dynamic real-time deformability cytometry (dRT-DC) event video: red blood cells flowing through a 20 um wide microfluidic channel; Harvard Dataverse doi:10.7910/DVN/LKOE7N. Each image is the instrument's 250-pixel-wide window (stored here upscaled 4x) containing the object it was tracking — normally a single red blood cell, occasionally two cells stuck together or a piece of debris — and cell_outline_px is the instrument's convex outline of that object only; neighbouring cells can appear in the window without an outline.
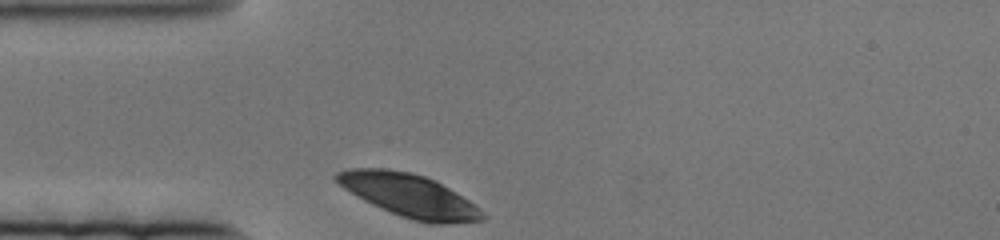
{"species": "human", "species_latin": "Homo sapiens", "temperature_condition": "cold", "stored_images_in_passage": 44, "camera_frame_rate_fps": 3000, "um_per_image_px": 0.085, "donor": {"sex": "female"}, "frame": {"image": 1, "passage_image": 1, "time_ms": 0.0, "image_size_px": [1000, 240], "cell_outline_px": [[488, 216], [480, 220], [440, 224], [432, 224], [412, 220], [400, 216], [380, 208], [364, 200], [344, 188], [332, 176], [336, 172], [348, 168], [384, 168], [408, 172], [424, 176], [448, 188], [468, 200], [484, 212]], "centroid_in_image_um": [34.75, 16.62], "position_along_channel_um": 50.3, "area_um2": 36.07}}
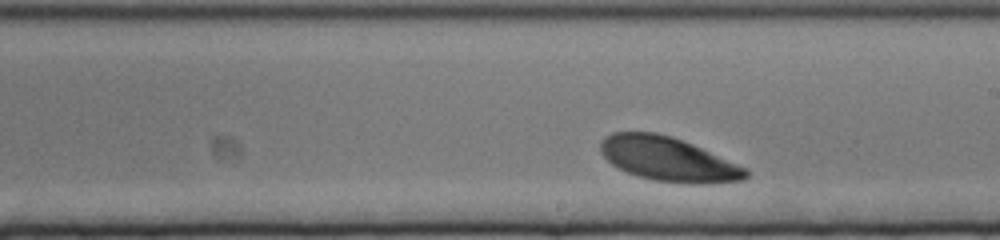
{"frame": {"image": 2, "passage_image": 26, "time_ms": 8.333, "image_size_px": [1000, 240], "cell_outline_px": [[748, 176], [744, 180], [712, 184], [680, 184], [652, 180], [628, 172], [612, 164], [600, 152], [600, 140], [604, 136], [612, 132], [656, 132], [672, 136], [692, 144], [736, 164], [744, 168], [748, 172]], "centroid_in_image_um": [56.76, 13.53], "position_along_channel_um": 232.2, "area_um2": 37.34}}
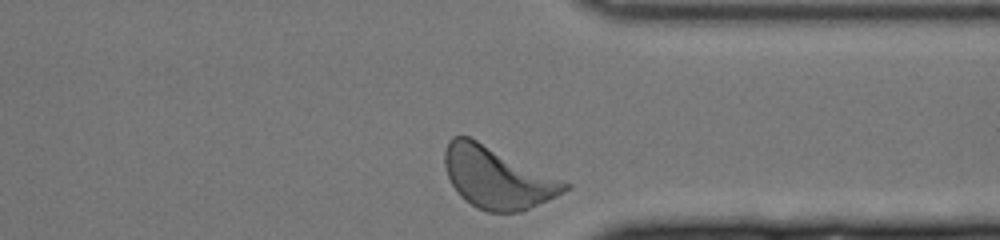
{"frame": {"image": 3, "passage_image": 44, "time_ms": 14.333, "image_size_px": [1000, 240], "cell_outline_px": [[572, 188], [556, 196], [520, 212], [488, 212], [476, 208], [464, 200], [460, 196], [452, 184], [448, 176], [444, 164], [444, 152], [448, 140], [452, 136], [468, 136], [572, 184]], "centroid_in_image_um": [42.25, 15.11], "position_along_channel_um": 369.1, "area_um2": 42.83}}